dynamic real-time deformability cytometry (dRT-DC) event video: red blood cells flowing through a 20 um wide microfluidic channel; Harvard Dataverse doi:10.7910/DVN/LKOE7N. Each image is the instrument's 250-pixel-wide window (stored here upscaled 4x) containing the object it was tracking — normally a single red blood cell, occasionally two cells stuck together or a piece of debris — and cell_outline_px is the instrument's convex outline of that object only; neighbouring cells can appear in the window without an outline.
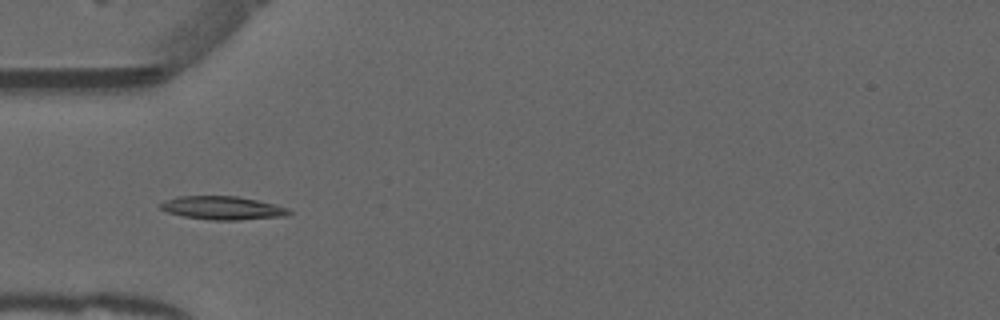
{"species": "common noctule bat (a hibernating species)", "species_latin": "Nyctalus noctula", "temperature_condition": "warm", "stored_images_in_passage": 37, "camera_frame_rate_fps": 3000, "um_per_image_px": 0.085, "animal": {"sex": "male", "forearm_length_mm": 52.5}, "frame": {"image": 1, "passage_image": 1, "time_ms": 0.0, "image_size_px": [1000, 320], "cell_outline_px": [[292, 212], [288, 216], [236, 220], [212, 220], [184, 216], [168, 212], [160, 208], [160, 204], [164, 200], [180, 196], [236, 196], [256, 200], [288, 208]], "centroid_in_image_um": [18.92, 17.68], "position_along_channel_um": 66.1, "area_um2": 17.34}}
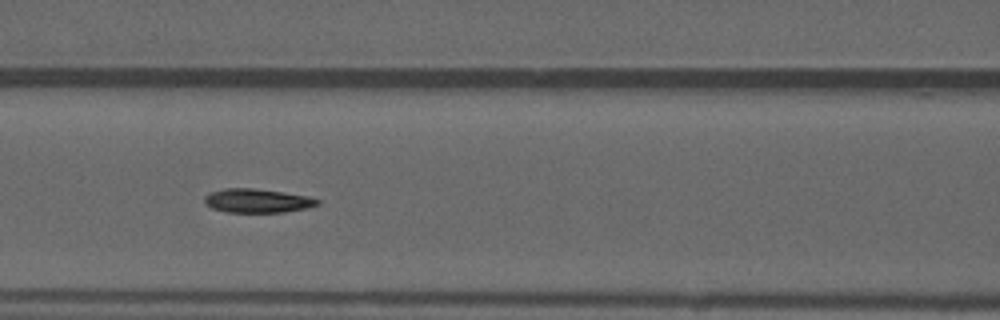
{"frame": {"image": 2, "passage_image": 7, "time_ms": 2.0, "image_size_px": [1000, 320], "cell_outline_px": [[320, 204], [308, 208], [284, 212], [228, 212], [212, 208], [204, 200], [204, 196], [212, 192], [224, 188], [252, 188], [284, 192], [308, 196], [320, 200]], "centroid_in_image_um": [21.91, 17.06], "position_along_channel_um": 144.7, "area_um2": 15.66}}
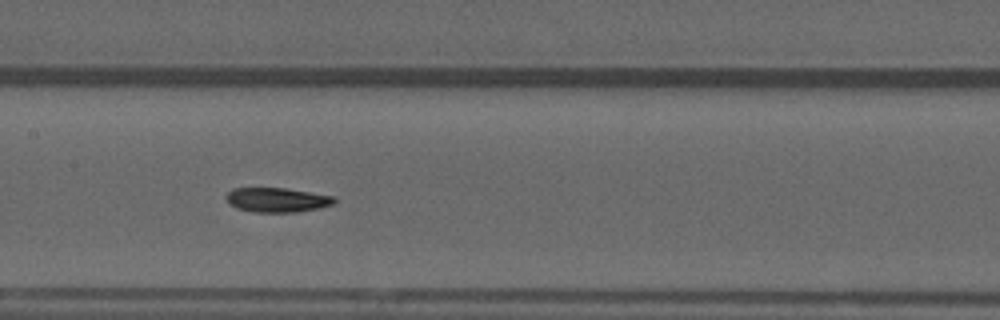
{"frame": {"image": 3, "passage_image": 10, "time_ms": 3.0, "image_size_px": [1000, 320], "cell_outline_px": [[336, 204], [320, 208], [296, 212], [252, 212], [236, 208], [228, 204], [224, 200], [224, 196], [232, 188], [284, 188], [336, 196]], "centroid_in_image_um": [23.53, 16.99], "position_along_channel_um": 183.9, "area_um2": 15.78}, "authors_computed_cell_mechanics": {"area_um2": 15.7216, "velocity_mm_per_s": 3.9325, "shape_relaxation_time_tau1_ms": 7.4542, "shape_relaxation_time_tau2_ms": null, "deformation_change_tau1": 0.1912, "deformation_change_tau2": null}}